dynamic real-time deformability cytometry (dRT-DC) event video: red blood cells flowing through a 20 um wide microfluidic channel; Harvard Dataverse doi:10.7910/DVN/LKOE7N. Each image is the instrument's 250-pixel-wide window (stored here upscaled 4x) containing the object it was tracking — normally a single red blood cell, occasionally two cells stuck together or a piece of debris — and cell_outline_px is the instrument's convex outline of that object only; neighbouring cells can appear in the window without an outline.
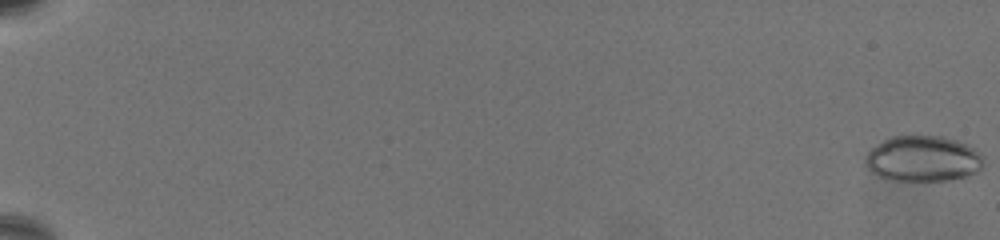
{"species": "common noctule bat (a hibernating species)", "species_latin": "Nyctalus noctula", "temperature_condition": "warm", "stored_images_in_passage": 69, "camera_frame_rate_fps": 3000, "um_per_image_px": 0.085, "animal": {"sex": "female", "body_mass_g": 19.5, "forearm_length_mm": 54.1}, "frame": {"image": 1, "passage_image": 1, "time_ms": 0.0, "image_size_px": [1000, 240], "cell_outline_px": [[984, 156], [980, 168], [976, 172], [964, 176], [948, 180], [888, 180], [872, 172], [864, 164], [864, 156], [876, 144], [892, 136], [944, 136], [968, 144], [980, 152]], "centroid_in_image_um": [78.43, 13.48], "position_along_channel_um": 6.6, "area_um2": 31.5}}
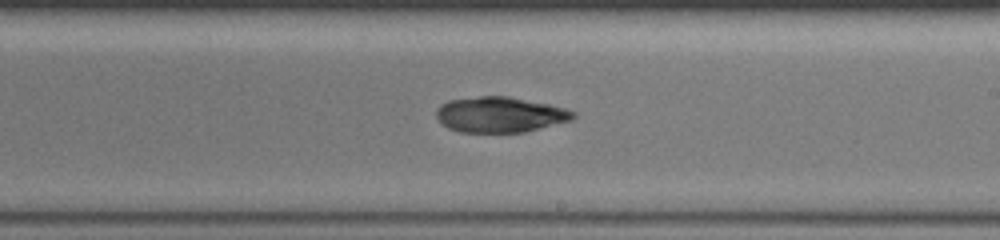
{"frame": {"image": 2, "passage_image": 45, "time_ms": 14.667, "image_size_px": [1000, 240], "cell_outline_px": [[576, 116], [572, 120], [524, 132], [460, 132], [448, 128], [440, 124], [436, 116], [436, 108], [440, 104], [448, 100], [480, 96], [508, 96], [548, 104], [564, 108], [576, 112]], "centroid_in_image_um": [42.46, 9.74], "position_along_channel_um": 246.5, "area_um2": 28.44}}
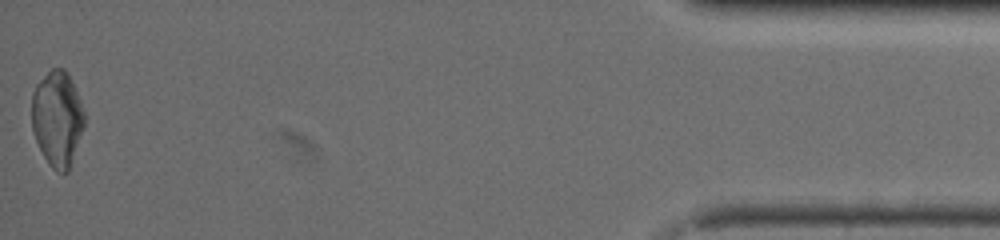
{"frame": {"image": 3, "passage_image": 69, "time_ms": 22.667, "image_size_px": [1000, 240], "cell_outline_px": [[84, 124], [68, 172], [56, 172], [48, 164], [32, 132], [32, 92], [36, 84], [52, 68], [64, 68], [68, 72], [80, 100], [84, 112]], "centroid_in_image_um": [4.85, 10.06], "position_along_channel_um": 430.3, "area_um2": 29.07}, "authors_computed_cell_mechanics": {"area_um2": 28.8422, "velocity_mm_per_s": 3.2557, "shape_relaxation_time_tau1_ms": 8.7796, "shape_relaxation_time_tau2_ms": 2.8315, "deformation_change_tau1": 0.24, "deformation_change_tau2": 0.0699}}